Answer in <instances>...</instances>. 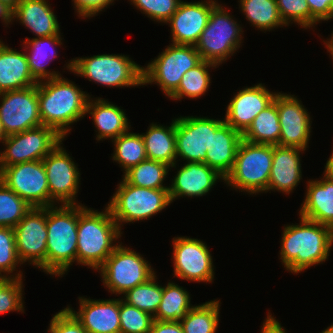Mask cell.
I'll return each mask as SVG.
<instances>
[{
    "label": "cell",
    "instance_id": "52",
    "mask_svg": "<svg viewBox=\"0 0 333 333\" xmlns=\"http://www.w3.org/2000/svg\"><path fill=\"white\" fill-rule=\"evenodd\" d=\"M20 0H0V3L4 4L7 8L13 11L18 5Z\"/></svg>",
    "mask_w": 333,
    "mask_h": 333
},
{
    "label": "cell",
    "instance_id": "38",
    "mask_svg": "<svg viewBox=\"0 0 333 333\" xmlns=\"http://www.w3.org/2000/svg\"><path fill=\"white\" fill-rule=\"evenodd\" d=\"M156 278L154 275L146 283L128 290L124 294L123 300L154 316L162 298V286L156 283Z\"/></svg>",
    "mask_w": 333,
    "mask_h": 333
},
{
    "label": "cell",
    "instance_id": "17",
    "mask_svg": "<svg viewBox=\"0 0 333 333\" xmlns=\"http://www.w3.org/2000/svg\"><path fill=\"white\" fill-rule=\"evenodd\" d=\"M277 110L281 127L279 145L306 150L312 121L302 103L294 95L279 92Z\"/></svg>",
    "mask_w": 333,
    "mask_h": 333
},
{
    "label": "cell",
    "instance_id": "40",
    "mask_svg": "<svg viewBox=\"0 0 333 333\" xmlns=\"http://www.w3.org/2000/svg\"><path fill=\"white\" fill-rule=\"evenodd\" d=\"M120 333H149L154 318L119 298Z\"/></svg>",
    "mask_w": 333,
    "mask_h": 333
},
{
    "label": "cell",
    "instance_id": "48",
    "mask_svg": "<svg viewBox=\"0 0 333 333\" xmlns=\"http://www.w3.org/2000/svg\"><path fill=\"white\" fill-rule=\"evenodd\" d=\"M149 333H184L179 321H158L152 323Z\"/></svg>",
    "mask_w": 333,
    "mask_h": 333
},
{
    "label": "cell",
    "instance_id": "19",
    "mask_svg": "<svg viewBox=\"0 0 333 333\" xmlns=\"http://www.w3.org/2000/svg\"><path fill=\"white\" fill-rule=\"evenodd\" d=\"M184 2L181 1L176 12L166 22L170 25L172 44L196 45L205 27L216 0Z\"/></svg>",
    "mask_w": 333,
    "mask_h": 333
},
{
    "label": "cell",
    "instance_id": "12",
    "mask_svg": "<svg viewBox=\"0 0 333 333\" xmlns=\"http://www.w3.org/2000/svg\"><path fill=\"white\" fill-rule=\"evenodd\" d=\"M63 139L44 125L9 135L3 141L6 149L0 152V170L17 163L43 160Z\"/></svg>",
    "mask_w": 333,
    "mask_h": 333
},
{
    "label": "cell",
    "instance_id": "42",
    "mask_svg": "<svg viewBox=\"0 0 333 333\" xmlns=\"http://www.w3.org/2000/svg\"><path fill=\"white\" fill-rule=\"evenodd\" d=\"M22 278H0V314L24 312Z\"/></svg>",
    "mask_w": 333,
    "mask_h": 333
},
{
    "label": "cell",
    "instance_id": "50",
    "mask_svg": "<svg viewBox=\"0 0 333 333\" xmlns=\"http://www.w3.org/2000/svg\"><path fill=\"white\" fill-rule=\"evenodd\" d=\"M0 18L6 25L13 21L12 11L2 3H0Z\"/></svg>",
    "mask_w": 333,
    "mask_h": 333
},
{
    "label": "cell",
    "instance_id": "3",
    "mask_svg": "<svg viewBox=\"0 0 333 333\" xmlns=\"http://www.w3.org/2000/svg\"><path fill=\"white\" fill-rule=\"evenodd\" d=\"M121 234L107 206L104 212H98L79 203L77 263L98 271L118 246L113 241Z\"/></svg>",
    "mask_w": 333,
    "mask_h": 333
},
{
    "label": "cell",
    "instance_id": "35",
    "mask_svg": "<svg viewBox=\"0 0 333 333\" xmlns=\"http://www.w3.org/2000/svg\"><path fill=\"white\" fill-rule=\"evenodd\" d=\"M170 169L165 163L146 159L130 168L122 177L128 184L150 189H169L163 186Z\"/></svg>",
    "mask_w": 333,
    "mask_h": 333
},
{
    "label": "cell",
    "instance_id": "4",
    "mask_svg": "<svg viewBox=\"0 0 333 333\" xmlns=\"http://www.w3.org/2000/svg\"><path fill=\"white\" fill-rule=\"evenodd\" d=\"M57 207H46V273L62 277L77 262L79 204Z\"/></svg>",
    "mask_w": 333,
    "mask_h": 333
},
{
    "label": "cell",
    "instance_id": "10",
    "mask_svg": "<svg viewBox=\"0 0 333 333\" xmlns=\"http://www.w3.org/2000/svg\"><path fill=\"white\" fill-rule=\"evenodd\" d=\"M99 272L104 286L116 295L125 294L155 275L151 265L141 254L122 244H118L99 268Z\"/></svg>",
    "mask_w": 333,
    "mask_h": 333
},
{
    "label": "cell",
    "instance_id": "7",
    "mask_svg": "<svg viewBox=\"0 0 333 333\" xmlns=\"http://www.w3.org/2000/svg\"><path fill=\"white\" fill-rule=\"evenodd\" d=\"M273 160V145L242 140L232 171L224 183L249 194L266 192Z\"/></svg>",
    "mask_w": 333,
    "mask_h": 333
},
{
    "label": "cell",
    "instance_id": "25",
    "mask_svg": "<svg viewBox=\"0 0 333 333\" xmlns=\"http://www.w3.org/2000/svg\"><path fill=\"white\" fill-rule=\"evenodd\" d=\"M323 177L308 181L299 216L333 229V180L326 175Z\"/></svg>",
    "mask_w": 333,
    "mask_h": 333
},
{
    "label": "cell",
    "instance_id": "18",
    "mask_svg": "<svg viewBox=\"0 0 333 333\" xmlns=\"http://www.w3.org/2000/svg\"><path fill=\"white\" fill-rule=\"evenodd\" d=\"M176 156L186 162L204 163L211 148V119L185 116L175 119Z\"/></svg>",
    "mask_w": 333,
    "mask_h": 333
},
{
    "label": "cell",
    "instance_id": "30",
    "mask_svg": "<svg viewBox=\"0 0 333 333\" xmlns=\"http://www.w3.org/2000/svg\"><path fill=\"white\" fill-rule=\"evenodd\" d=\"M60 36L61 35L46 36L40 38L36 37L31 40L29 38H26L23 42L25 45V49L31 51L30 53L26 52L25 55L31 74L38 82L57 78L61 75L55 71H48L45 67L46 64H44L47 60L51 62L53 58H57V51L55 50V47L56 45H62V38ZM48 45L50 46V48H53V50L48 51L49 47H46Z\"/></svg>",
    "mask_w": 333,
    "mask_h": 333
},
{
    "label": "cell",
    "instance_id": "32",
    "mask_svg": "<svg viewBox=\"0 0 333 333\" xmlns=\"http://www.w3.org/2000/svg\"><path fill=\"white\" fill-rule=\"evenodd\" d=\"M194 306L190 303V294L173 282L162 287V298L156 314L158 321H180Z\"/></svg>",
    "mask_w": 333,
    "mask_h": 333
},
{
    "label": "cell",
    "instance_id": "8",
    "mask_svg": "<svg viewBox=\"0 0 333 333\" xmlns=\"http://www.w3.org/2000/svg\"><path fill=\"white\" fill-rule=\"evenodd\" d=\"M232 18L220 4L212 9L207 26L195 45L202 60L219 66L240 48L243 31Z\"/></svg>",
    "mask_w": 333,
    "mask_h": 333
},
{
    "label": "cell",
    "instance_id": "16",
    "mask_svg": "<svg viewBox=\"0 0 333 333\" xmlns=\"http://www.w3.org/2000/svg\"><path fill=\"white\" fill-rule=\"evenodd\" d=\"M173 244L174 277L211 283L214 267L207 244L190 237H175Z\"/></svg>",
    "mask_w": 333,
    "mask_h": 333
},
{
    "label": "cell",
    "instance_id": "5",
    "mask_svg": "<svg viewBox=\"0 0 333 333\" xmlns=\"http://www.w3.org/2000/svg\"><path fill=\"white\" fill-rule=\"evenodd\" d=\"M126 55L102 54L75 58L67 64V70L109 87L141 86L142 67Z\"/></svg>",
    "mask_w": 333,
    "mask_h": 333
},
{
    "label": "cell",
    "instance_id": "21",
    "mask_svg": "<svg viewBox=\"0 0 333 333\" xmlns=\"http://www.w3.org/2000/svg\"><path fill=\"white\" fill-rule=\"evenodd\" d=\"M242 140V134L224 120L211 119V148L204 163L226 178L233 169Z\"/></svg>",
    "mask_w": 333,
    "mask_h": 333
},
{
    "label": "cell",
    "instance_id": "47",
    "mask_svg": "<svg viewBox=\"0 0 333 333\" xmlns=\"http://www.w3.org/2000/svg\"><path fill=\"white\" fill-rule=\"evenodd\" d=\"M114 0H73L79 17L89 18L107 8Z\"/></svg>",
    "mask_w": 333,
    "mask_h": 333
},
{
    "label": "cell",
    "instance_id": "53",
    "mask_svg": "<svg viewBox=\"0 0 333 333\" xmlns=\"http://www.w3.org/2000/svg\"><path fill=\"white\" fill-rule=\"evenodd\" d=\"M328 41H324L328 51L330 54H333V32L331 34L330 39H327Z\"/></svg>",
    "mask_w": 333,
    "mask_h": 333
},
{
    "label": "cell",
    "instance_id": "14",
    "mask_svg": "<svg viewBox=\"0 0 333 333\" xmlns=\"http://www.w3.org/2000/svg\"><path fill=\"white\" fill-rule=\"evenodd\" d=\"M13 229L16 252L21 264L29 261L46 272V207H32Z\"/></svg>",
    "mask_w": 333,
    "mask_h": 333
},
{
    "label": "cell",
    "instance_id": "28",
    "mask_svg": "<svg viewBox=\"0 0 333 333\" xmlns=\"http://www.w3.org/2000/svg\"><path fill=\"white\" fill-rule=\"evenodd\" d=\"M92 115L98 134L96 140L115 139L130 130V125L123 109L104 99L89 98L86 114Z\"/></svg>",
    "mask_w": 333,
    "mask_h": 333
},
{
    "label": "cell",
    "instance_id": "20",
    "mask_svg": "<svg viewBox=\"0 0 333 333\" xmlns=\"http://www.w3.org/2000/svg\"><path fill=\"white\" fill-rule=\"evenodd\" d=\"M264 84L239 90L227 106L224 122L243 134L254 118L270 105L276 92H270Z\"/></svg>",
    "mask_w": 333,
    "mask_h": 333
},
{
    "label": "cell",
    "instance_id": "2",
    "mask_svg": "<svg viewBox=\"0 0 333 333\" xmlns=\"http://www.w3.org/2000/svg\"><path fill=\"white\" fill-rule=\"evenodd\" d=\"M89 98L76 84L61 76L38 82L42 125L54 129L65 138L71 130L69 125L86 115Z\"/></svg>",
    "mask_w": 333,
    "mask_h": 333
},
{
    "label": "cell",
    "instance_id": "15",
    "mask_svg": "<svg viewBox=\"0 0 333 333\" xmlns=\"http://www.w3.org/2000/svg\"><path fill=\"white\" fill-rule=\"evenodd\" d=\"M61 144L42 160L47 174L50 206H55L58 201L61 204H78L75 195L79 191L80 172Z\"/></svg>",
    "mask_w": 333,
    "mask_h": 333
},
{
    "label": "cell",
    "instance_id": "39",
    "mask_svg": "<svg viewBox=\"0 0 333 333\" xmlns=\"http://www.w3.org/2000/svg\"><path fill=\"white\" fill-rule=\"evenodd\" d=\"M31 208L32 206L0 181V227L14 228Z\"/></svg>",
    "mask_w": 333,
    "mask_h": 333
},
{
    "label": "cell",
    "instance_id": "1",
    "mask_svg": "<svg viewBox=\"0 0 333 333\" xmlns=\"http://www.w3.org/2000/svg\"><path fill=\"white\" fill-rule=\"evenodd\" d=\"M299 225L284 226L280 258L286 270L300 273L325 262L333 243V229L300 217Z\"/></svg>",
    "mask_w": 333,
    "mask_h": 333
},
{
    "label": "cell",
    "instance_id": "41",
    "mask_svg": "<svg viewBox=\"0 0 333 333\" xmlns=\"http://www.w3.org/2000/svg\"><path fill=\"white\" fill-rule=\"evenodd\" d=\"M19 263L21 265L16 252L14 229L0 227V278H23L21 271L14 276L8 275L13 274Z\"/></svg>",
    "mask_w": 333,
    "mask_h": 333
},
{
    "label": "cell",
    "instance_id": "46",
    "mask_svg": "<svg viewBox=\"0 0 333 333\" xmlns=\"http://www.w3.org/2000/svg\"><path fill=\"white\" fill-rule=\"evenodd\" d=\"M311 12V27L333 18V0H307Z\"/></svg>",
    "mask_w": 333,
    "mask_h": 333
},
{
    "label": "cell",
    "instance_id": "13",
    "mask_svg": "<svg viewBox=\"0 0 333 333\" xmlns=\"http://www.w3.org/2000/svg\"><path fill=\"white\" fill-rule=\"evenodd\" d=\"M0 121L6 136L42 126L38 84L0 93Z\"/></svg>",
    "mask_w": 333,
    "mask_h": 333
},
{
    "label": "cell",
    "instance_id": "43",
    "mask_svg": "<svg viewBox=\"0 0 333 333\" xmlns=\"http://www.w3.org/2000/svg\"><path fill=\"white\" fill-rule=\"evenodd\" d=\"M279 14L286 26L297 23L303 28L311 27V12L307 0H276Z\"/></svg>",
    "mask_w": 333,
    "mask_h": 333
},
{
    "label": "cell",
    "instance_id": "11",
    "mask_svg": "<svg viewBox=\"0 0 333 333\" xmlns=\"http://www.w3.org/2000/svg\"><path fill=\"white\" fill-rule=\"evenodd\" d=\"M0 181L32 207H50L47 174L42 160L13 164L0 170Z\"/></svg>",
    "mask_w": 333,
    "mask_h": 333
},
{
    "label": "cell",
    "instance_id": "31",
    "mask_svg": "<svg viewBox=\"0 0 333 333\" xmlns=\"http://www.w3.org/2000/svg\"><path fill=\"white\" fill-rule=\"evenodd\" d=\"M281 127L277 110V94L274 101L262 110L242 134L243 140L254 144L279 145Z\"/></svg>",
    "mask_w": 333,
    "mask_h": 333
},
{
    "label": "cell",
    "instance_id": "26",
    "mask_svg": "<svg viewBox=\"0 0 333 333\" xmlns=\"http://www.w3.org/2000/svg\"><path fill=\"white\" fill-rule=\"evenodd\" d=\"M15 19L20 20L37 38L60 35L57 17L46 0H20L12 11V20Z\"/></svg>",
    "mask_w": 333,
    "mask_h": 333
},
{
    "label": "cell",
    "instance_id": "45",
    "mask_svg": "<svg viewBox=\"0 0 333 333\" xmlns=\"http://www.w3.org/2000/svg\"><path fill=\"white\" fill-rule=\"evenodd\" d=\"M49 325L48 331L51 333H87L67 308L53 315Z\"/></svg>",
    "mask_w": 333,
    "mask_h": 333
},
{
    "label": "cell",
    "instance_id": "36",
    "mask_svg": "<svg viewBox=\"0 0 333 333\" xmlns=\"http://www.w3.org/2000/svg\"><path fill=\"white\" fill-rule=\"evenodd\" d=\"M115 150L113 161L124 169V173L130 168L147 159L144 139L141 134L126 132L113 139Z\"/></svg>",
    "mask_w": 333,
    "mask_h": 333
},
{
    "label": "cell",
    "instance_id": "6",
    "mask_svg": "<svg viewBox=\"0 0 333 333\" xmlns=\"http://www.w3.org/2000/svg\"><path fill=\"white\" fill-rule=\"evenodd\" d=\"M170 203L169 189L138 187L122 179L107 207L121 231L122 222L148 220Z\"/></svg>",
    "mask_w": 333,
    "mask_h": 333
},
{
    "label": "cell",
    "instance_id": "44",
    "mask_svg": "<svg viewBox=\"0 0 333 333\" xmlns=\"http://www.w3.org/2000/svg\"><path fill=\"white\" fill-rule=\"evenodd\" d=\"M141 12L150 19L166 23L176 12L181 0H130Z\"/></svg>",
    "mask_w": 333,
    "mask_h": 333
},
{
    "label": "cell",
    "instance_id": "9",
    "mask_svg": "<svg viewBox=\"0 0 333 333\" xmlns=\"http://www.w3.org/2000/svg\"><path fill=\"white\" fill-rule=\"evenodd\" d=\"M201 61L194 45L170 44L151 63L142 67V83H157L169 97L178 88L184 73Z\"/></svg>",
    "mask_w": 333,
    "mask_h": 333
},
{
    "label": "cell",
    "instance_id": "37",
    "mask_svg": "<svg viewBox=\"0 0 333 333\" xmlns=\"http://www.w3.org/2000/svg\"><path fill=\"white\" fill-rule=\"evenodd\" d=\"M216 68L217 65L202 60L197 66L184 73L178 88L169 96L173 100L188 98H198L207 92L210 85L209 68Z\"/></svg>",
    "mask_w": 333,
    "mask_h": 333
},
{
    "label": "cell",
    "instance_id": "23",
    "mask_svg": "<svg viewBox=\"0 0 333 333\" xmlns=\"http://www.w3.org/2000/svg\"><path fill=\"white\" fill-rule=\"evenodd\" d=\"M219 179L224 180L216 170L205 163L187 162L181 166L169 186L171 202L179 197L206 195Z\"/></svg>",
    "mask_w": 333,
    "mask_h": 333
},
{
    "label": "cell",
    "instance_id": "51",
    "mask_svg": "<svg viewBox=\"0 0 333 333\" xmlns=\"http://www.w3.org/2000/svg\"><path fill=\"white\" fill-rule=\"evenodd\" d=\"M324 174L333 180V152L326 162Z\"/></svg>",
    "mask_w": 333,
    "mask_h": 333
},
{
    "label": "cell",
    "instance_id": "54",
    "mask_svg": "<svg viewBox=\"0 0 333 333\" xmlns=\"http://www.w3.org/2000/svg\"><path fill=\"white\" fill-rule=\"evenodd\" d=\"M7 138L3 128H2V124L0 121V141L3 143V141Z\"/></svg>",
    "mask_w": 333,
    "mask_h": 333
},
{
    "label": "cell",
    "instance_id": "27",
    "mask_svg": "<svg viewBox=\"0 0 333 333\" xmlns=\"http://www.w3.org/2000/svg\"><path fill=\"white\" fill-rule=\"evenodd\" d=\"M24 52L14 50L0 40V93L37 85Z\"/></svg>",
    "mask_w": 333,
    "mask_h": 333
},
{
    "label": "cell",
    "instance_id": "22",
    "mask_svg": "<svg viewBox=\"0 0 333 333\" xmlns=\"http://www.w3.org/2000/svg\"><path fill=\"white\" fill-rule=\"evenodd\" d=\"M79 311L66 307L87 333H120L119 298L93 300L79 297Z\"/></svg>",
    "mask_w": 333,
    "mask_h": 333
},
{
    "label": "cell",
    "instance_id": "33",
    "mask_svg": "<svg viewBox=\"0 0 333 333\" xmlns=\"http://www.w3.org/2000/svg\"><path fill=\"white\" fill-rule=\"evenodd\" d=\"M246 19L259 30H271L282 25L276 0H239Z\"/></svg>",
    "mask_w": 333,
    "mask_h": 333
},
{
    "label": "cell",
    "instance_id": "24",
    "mask_svg": "<svg viewBox=\"0 0 333 333\" xmlns=\"http://www.w3.org/2000/svg\"><path fill=\"white\" fill-rule=\"evenodd\" d=\"M301 151L305 150L281 145L273 146V160L267 192L277 190L289 195L298 186L302 179Z\"/></svg>",
    "mask_w": 333,
    "mask_h": 333
},
{
    "label": "cell",
    "instance_id": "55",
    "mask_svg": "<svg viewBox=\"0 0 333 333\" xmlns=\"http://www.w3.org/2000/svg\"><path fill=\"white\" fill-rule=\"evenodd\" d=\"M321 333H333V324L323 330Z\"/></svg>",
    "mask_w": 333,
    "mask_h": 333
},
{
    "label": "cell",
    "instance_id": "29",
    "mask_svg": "<svg viewBox=\"0 0 333 333\" xmlns=\"http://www.w3.org/2000/svg\"><path fill=\"white\" fill-rule=\"evenodd\" d=\"M165 127L160 124H150L146 134H141L147 154V159L162 162L176 168V134L175 119Z\"/></svg>",
    "mask_w": 333,
    "mask_h": 333
},
{
    "label": "cell",
    "instance_id": "34",
    "mask_svg": "<svg viewBox=\"0 0 333 333\" xmlns=\"http://www.w3.org/2000/svg\"><path fill=\"white\" fill-rule=\"evenodd\" d=\"M219 300L194 306L180 320L184 333H216L219 323Z\"/></svg>",
    "mask_w": 333,
    "mask_h": 333
},
{
    "label": "cell",
    "instance_id": "49",
    "mask_svg": "<svg viewBox=\"0 0 333 333\" xmlns=\"http://www.w3.org/2000/svg\"><path fill=\"white\" fill-rule=\"evenodd\" d=\"M261 333H286L281 324L268 312L267 318L263 322Z\"/></svg>",
    "mask_w": 333,
    "mask_h": 333
}]
</instances>
